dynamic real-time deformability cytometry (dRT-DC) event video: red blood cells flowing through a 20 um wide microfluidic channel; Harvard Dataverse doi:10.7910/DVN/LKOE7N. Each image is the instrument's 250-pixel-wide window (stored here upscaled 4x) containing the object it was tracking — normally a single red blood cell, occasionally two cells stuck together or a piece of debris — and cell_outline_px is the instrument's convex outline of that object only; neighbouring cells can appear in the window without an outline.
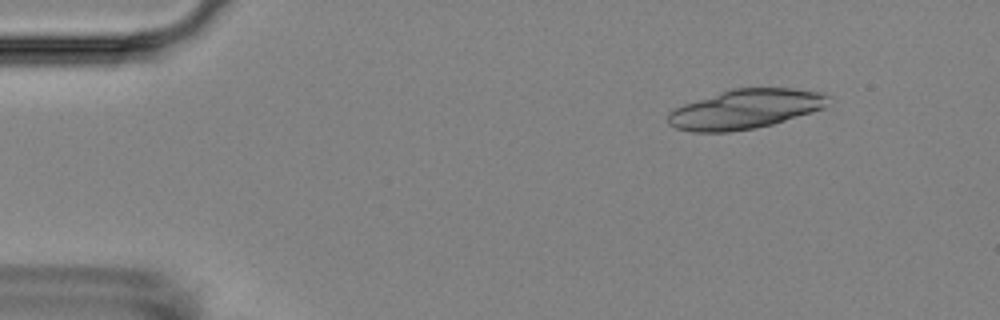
{"species": "Egyptian fruit bat (a non-hibernating species)", "species_latin": "Rousettus aegyptiacus", "temperature_condition": "room temperature", "stored_images_in_passage": 6, "segment_of_instrument_passage": [1, 2], "camera_frame_rate_fps": 3000, "um_per_image_px": 0.085, "animal": {"sex": "female"}, "frame": {"image": 1, "passage_image": 1, "time_ms": 0.0, "image_size_px": [1000, 320], "cell_outline_px": [[832, 96], [824, 108], [812, 112], [772, 124], [756, 128], [728, 132], [692, 132], [676, 128], [668, 124], [668, 112], [684, 104], [732, 88], [792, 88], [824, 92]], "centroid_in_image_um": [63.38, 9.27], "position_along_channel_um": 21.6, "area_um2": 36.88}}